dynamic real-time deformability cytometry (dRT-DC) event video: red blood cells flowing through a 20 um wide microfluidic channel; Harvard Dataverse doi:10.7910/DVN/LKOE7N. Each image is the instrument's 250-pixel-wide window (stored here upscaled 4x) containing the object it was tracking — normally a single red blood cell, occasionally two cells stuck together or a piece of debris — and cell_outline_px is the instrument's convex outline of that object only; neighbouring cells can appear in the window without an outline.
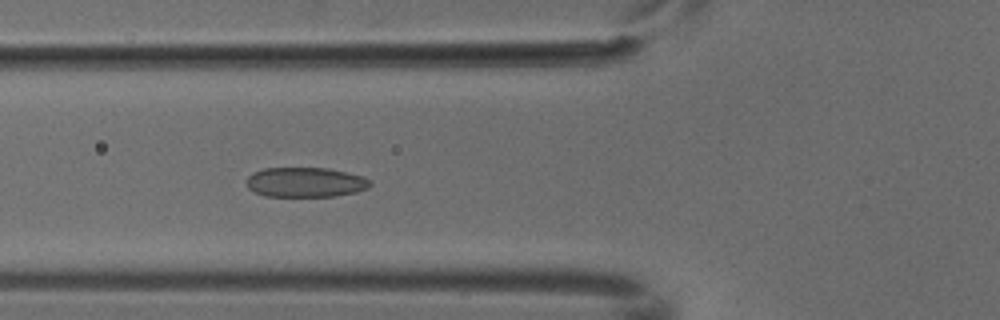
{"species": "common noctule bat (a hibernating species)", "species_latin": "Nyctalus noctula", "temperature_condition": "cold", "stored_images_in_passage": 6, "camera_frame_rate_fps": 3000, "um_per_image_px": 0.085, "animal": {"sex": "male", "body_mass_g": 18.8}, "frame": {"image": 1, "passage_image": 6, "time_ms": 1.667, "image_size_px": [1000, 320], "cell_outline_px": [[372, 184], [368, 188], [356, 192], [336, 196], [264, 196], [252, 192], [244, 184], [248, 176], [252, 172], [264, 168], [328, 168], [364, 176], [372, 180]], "centroid_in_image_um": [25.94, 15.49], "position_along_channel_um": 99.9, "area_um2": 21.85}}